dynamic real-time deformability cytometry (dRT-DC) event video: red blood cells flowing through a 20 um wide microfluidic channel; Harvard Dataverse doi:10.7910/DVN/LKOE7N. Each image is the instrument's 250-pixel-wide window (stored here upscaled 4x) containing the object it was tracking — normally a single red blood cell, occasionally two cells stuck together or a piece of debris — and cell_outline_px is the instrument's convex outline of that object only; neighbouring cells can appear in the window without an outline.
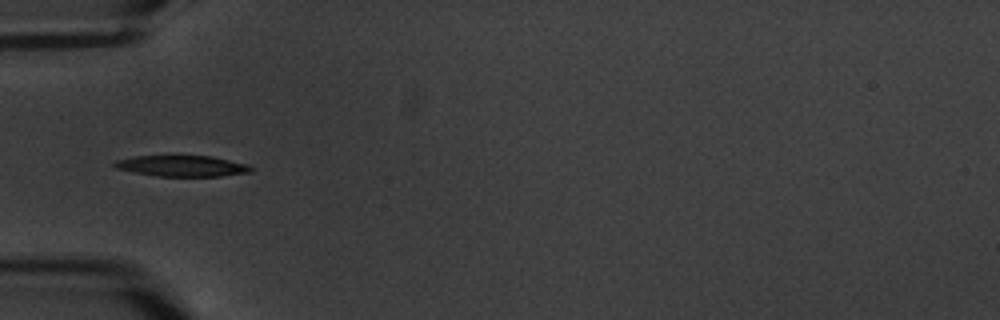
{"species": "common noctule bat (a hibernating species)", "species_latin": "Nyctalus noctula", "temperature_condition": "warm", "stored_images_in_passage": 9, "camera_frame_rate_fps": 3000, "um_per_image_px": 0.085, "animal": {"sex": "male", "body_mass_g": 20.1, "forearm_length_mm": 53.5}, "frame": {"image": 1, "passage_image": 7, "time_ms": 7.0, "image_size_px": [1000, 320], "cell_outline_px": [[252, 172], [220, 176], [156, 176], [116, 168], [112, 164], [116, 160], [132, 156], [212, 156], [248, 164], [252, 168]], "centroid_in_image_um": [15.49, 14.1], "position_along_channel_um": 69.5, "area_um2": 16.59}}